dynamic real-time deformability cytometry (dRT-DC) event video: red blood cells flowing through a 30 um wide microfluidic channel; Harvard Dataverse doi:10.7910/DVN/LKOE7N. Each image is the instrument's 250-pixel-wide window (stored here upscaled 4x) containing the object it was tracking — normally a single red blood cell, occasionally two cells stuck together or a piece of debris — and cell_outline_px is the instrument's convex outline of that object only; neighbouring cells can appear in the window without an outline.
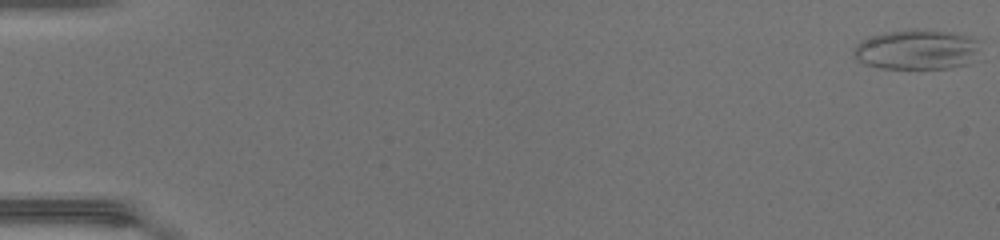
{"species": "common noctule bat (a hibernating species)", "species_latin": "Nyctalus noctula", "temperature_condition": "warm", "stored_images_in_passage": 40, "camera_frame_rate_fps": 3000, "um_per_image_px": 0.085, "animal": {"sex": "female", "body_mass_g": 17.0, "forearm_length_mm": 48.0}, "frame": {"image": 1, "passage_image": 1, "time_ms": 0.0, "image_size_px": [1000, 240], "cell_outline_px": [[984, 40], [964, 64], [948, 68], [880, 68], [864, 64], [856, 60], [852, 56], [852, 52], [856, 44], [860, 40], [884, 32], [916, 28], [952, 32], [972, 36]], "centroid_in_image_um": [77.86, 4.18], "position_along_channel_um": 7.1, "area_um2": 29.65}}
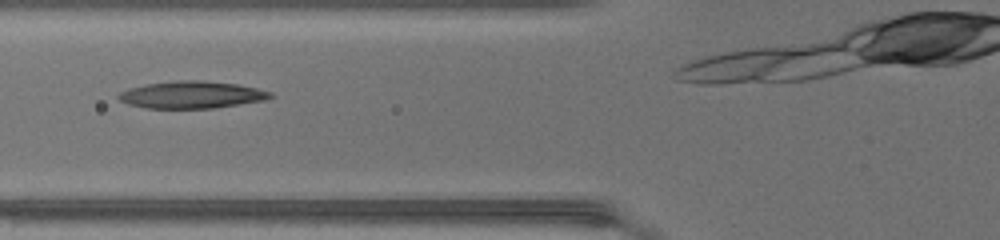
{"frame": {"image": 2, "passage_image": 21, "time_ms": 6.667, "image_size_px": [1000, 240], "cell_outline_px": [[276, 96], [264, 100], [240, 104], [212, 108], [144, 108], [128, 104], [120, 100], [116, 96], [120, 92], [128, 88], [148, 84], [180, 80], [200, 80], [236, 84], [256, 88], [272, 92]], "centroid_in_image_um": [16.29, 8.06], "position_along_channel_um": 109.5, "area_um2": 23.93}}
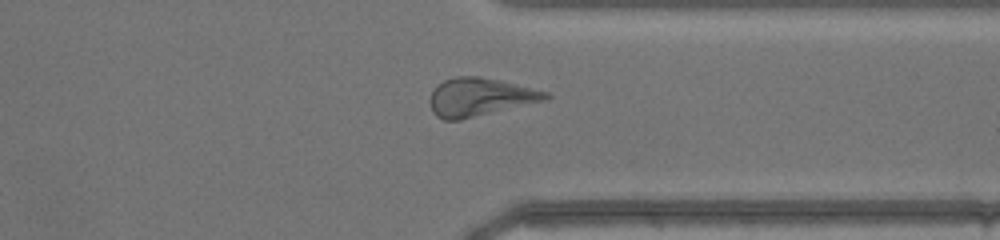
{"frame": {"image": 3, "passage_image": 39, "time_ms": 12.667, "image_size_px": [1000, 240], "cell_outline_px": [[552, 96], [544, 100], [460, 120], [444, 120], [436, 116], [432, 112], [432, 92], [444, 80], [456, 76], [480, 76], [548, 92]], "centroid_in_image_um": [40.78, 8.25], "position_along_channel_um": 370.6, "area_um2": 25.03}}